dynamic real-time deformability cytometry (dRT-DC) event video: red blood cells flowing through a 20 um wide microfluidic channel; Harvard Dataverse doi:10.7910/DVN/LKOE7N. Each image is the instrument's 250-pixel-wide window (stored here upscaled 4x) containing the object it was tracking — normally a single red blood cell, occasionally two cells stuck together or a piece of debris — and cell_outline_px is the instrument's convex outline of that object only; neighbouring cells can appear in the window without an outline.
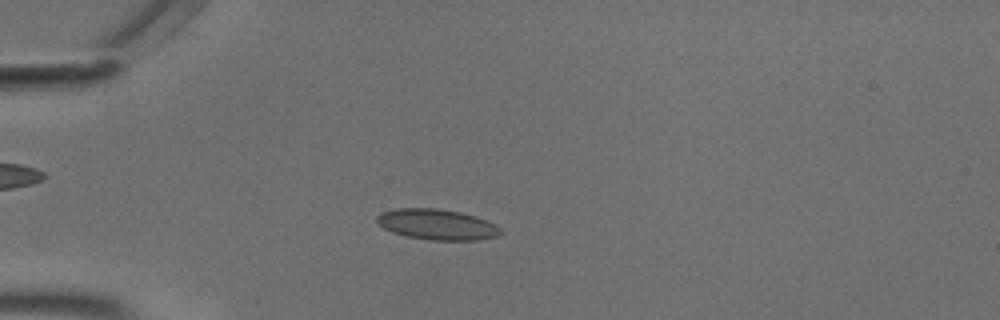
{"species": "common noctule bat (a hibernating species)", "species_latin": "Nyctalus noctula", "temperature_condition": "cold", "stored_images_in_passage": 44, "camera_frame_rate_fps": 3000, "um_per_image_px": 0.085, "animal": {"sex": "male", "body_mass_g": 18.8}, "frame": {"image": 1, "passage_image": 4, "time_ms": 1.0, "image_size_px": [1000, 320], "cell_outline_px": [[504, 232], [496, 236], [476, 240], [428, 240], [408, 236], [392, 232], [384, 228], [376, 220], [376, 216], [384, 212], [396, 208], [436, 208], [460, 212], [496, 224]], "centroid_in_image_um": [37.14, 19.08], "position_along_channel_um": 47.9, "area_um2": 21.85}}
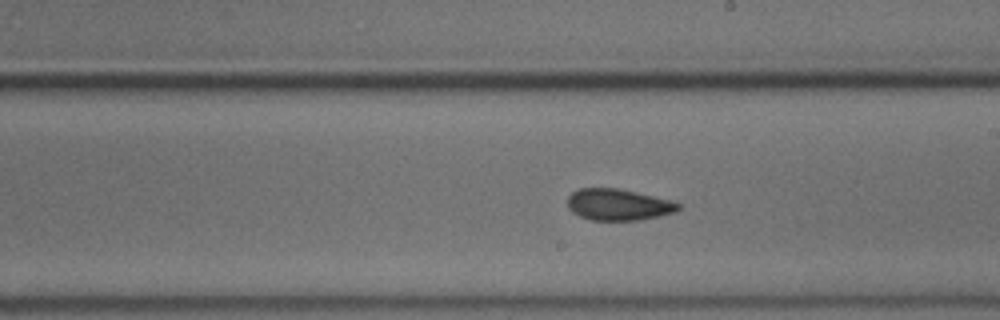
{"frame": {"image": 2, "passage_image": 21, "time_ms": 6.667, "image_size_px": [1000, 320], "cell_outline_px": [[680, 208], [676, 212], [640, 220], [592, 220], [580, 216], [572, 212], [568, 208], [568, 196], [572, 192], [580, 188], [616, 188], [636, 192], [672, 200], [680, 204]], "centroid_in_image_um": [52.56, 17.39], "position_along_channel_um": 236.4, "area_um2": 20.29}}
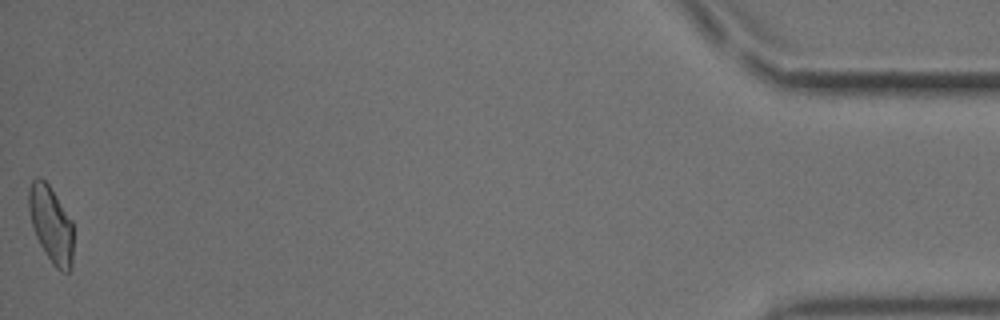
{"frame": {"image": 3, "passage_image": 44, "time_ms": 14.333, "image_size_px": [1000, 320], "cell_outline_px": [[72, 268], [68, 272], [64, 272], [56, 268], [52, 264], [40, 244], [36, 236], [32, 224], [28, 208], [28, 188], [32, 180], [36, 176], [40, 176], [48, 184], [72, 220]], "centroid_in_image_um": [4.33, 19.05], "position_along_channel_um": 430.9, "area_um2": 19.83}, "authors_computed_cell_mechanics": {"area_um2": 20.3745, "velocity_mm_per_s": 3.6738, "shape_relaxation_time_tau1_ms": 4.4825, "shape_relaxation_time_tau2_ms": 2.0792, "deformation_change_tau1": 0.0812, "deformation_change_tau2": 0.0607}}